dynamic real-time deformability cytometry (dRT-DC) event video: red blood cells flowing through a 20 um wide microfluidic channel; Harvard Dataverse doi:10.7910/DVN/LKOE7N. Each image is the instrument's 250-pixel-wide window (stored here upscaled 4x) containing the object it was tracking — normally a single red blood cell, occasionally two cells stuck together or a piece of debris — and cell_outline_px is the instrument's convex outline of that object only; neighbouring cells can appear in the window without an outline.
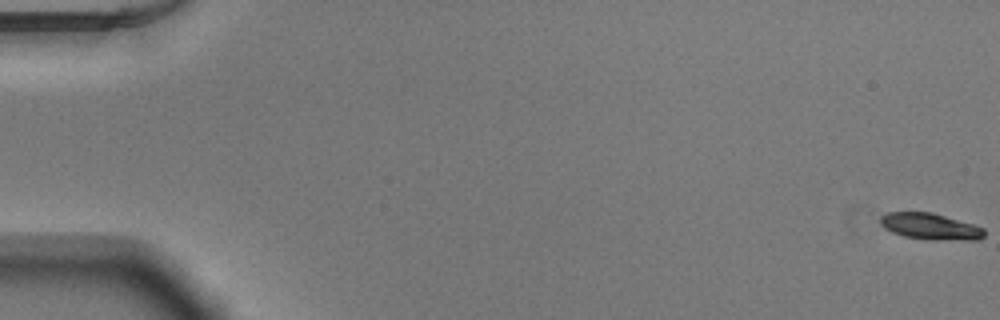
{"species": "Egyptian fruit bat (a non-hibernating species)", "species_latin": "Rousettus aegyptiacus", "temperature_condition": "warm", "stored_images_in_passage": 55, "camera_frame_rate_fps": 3000, "um_per_image_px": 0.085, "animal": {"sex": "male"}, "frame": {"image": 1, "passage_image": 1, "time_ms": 0.0, "image_size_px": [1000, 320], "cell_outline_px": [[984, 236], [980, 240], [932, 240], [904, 236], [892, 232], [884, 228], [880, 224], [880, 216], [888, 212], [932, 212], [972, 224], [984, 228]], "centroid_in_image_um": [79.07, 19.25], "position_along_channel_um": 5.9, "area_um2": 16.01}}
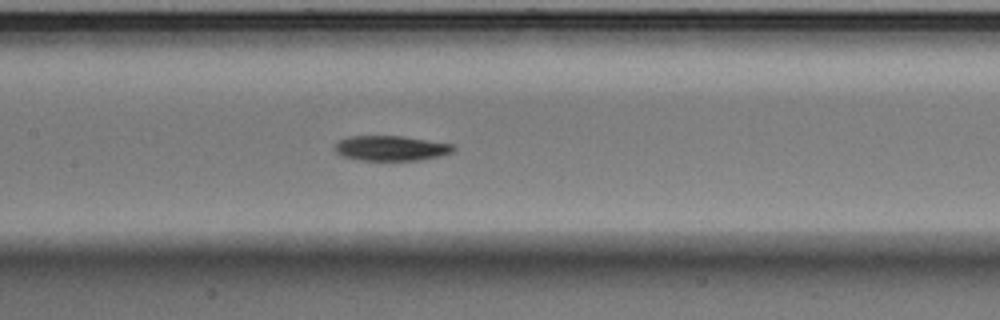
{"frame": {"image": 2, "passage_image": 27, "time_ms": 8.667, "image_size_px": [1000, 320], "cell_outline_px": [[456, 148], [452, 152], [440, 156], [420, 160], [356, 160], [344, 156], [336, 152], [332, 148], [340, 140], [348, 136], [404, 136], [452, 144]], "centroid_in_image_um": [33.22, 12.6], "position_along_channel_um": 174.2, "area_um2": 17.34}}
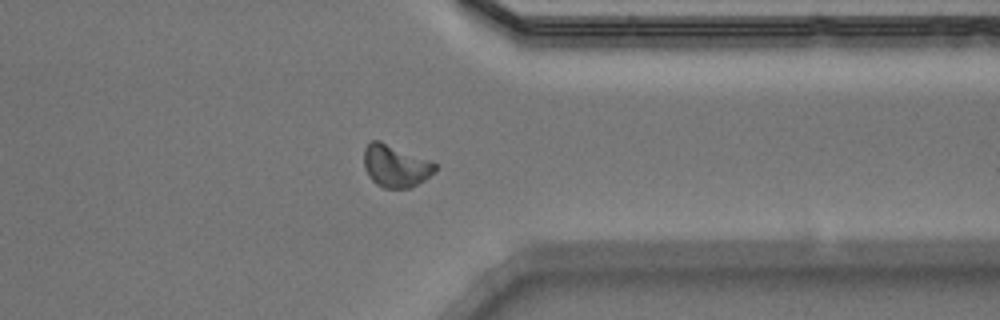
{"frame": {"image": 3, "passage_image": 43, "time_ms": 14.0, "image_size_px": [1000, 320], "cell_outline_px": [[436, 172], [424, 180], [408, 188], [384, 188], [376, 184], [368, 176], [364, 168], [364, 148], [372, 140], [380, 140], [428, 160], [436, 164]], "centroid_in_image_um": [33.59, 14.11], "position_along_channel_um": 377.8, "area_um2": 17.46}, "authors_computed_cell_mechanics": {"area_um2": 16.762, "velocity_mm_per_s": 3.8809, "shape_relaxation_time_tau1_ms": 5.0564, "shape_relaxation_time_tau2_ms": 9.0819, "deformation_change_tau1": 0.1441, "deformation_change_tau2": 0.1427}}